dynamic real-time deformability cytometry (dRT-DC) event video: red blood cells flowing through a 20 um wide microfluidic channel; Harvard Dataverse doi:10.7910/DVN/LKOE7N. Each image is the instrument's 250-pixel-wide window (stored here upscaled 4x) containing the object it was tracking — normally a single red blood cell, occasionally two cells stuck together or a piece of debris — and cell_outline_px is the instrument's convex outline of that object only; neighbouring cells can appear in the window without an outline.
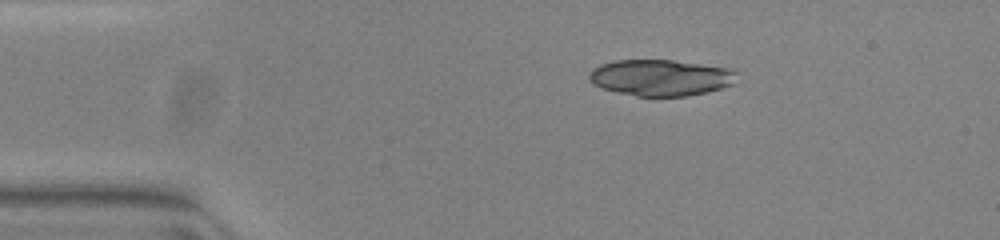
{"species": "common noctule bat (a hibernating species)", "species_latin": "Nyctalus noctula", "temperature_condition": "warm", "stored_images_in_passage": 43, "camera_frame_rate_fps": 3000, "um_per_image_px": 0.085, "animal": {"sex": "female", "body_mass_g": 23.0, "forearm_length_mm": 53.4}, "frame": {"image": 1, "passage_image": 1, "time_ms": 0.0, "image_size_px": [1000, 240], "cell_outline_px": [[736, 72], [732, 84], [708, 92], [688, 96], [636, 96], [616, 92], [592, 84], [588, 80], [588, 76], [592, 68], [600, 64], [616, 60], [672, 60], [736, 68]], "centroid_in_image_um": [56.15, 6.59], "position_along_channel_um": 28.9, "area_um2": 31.44}}